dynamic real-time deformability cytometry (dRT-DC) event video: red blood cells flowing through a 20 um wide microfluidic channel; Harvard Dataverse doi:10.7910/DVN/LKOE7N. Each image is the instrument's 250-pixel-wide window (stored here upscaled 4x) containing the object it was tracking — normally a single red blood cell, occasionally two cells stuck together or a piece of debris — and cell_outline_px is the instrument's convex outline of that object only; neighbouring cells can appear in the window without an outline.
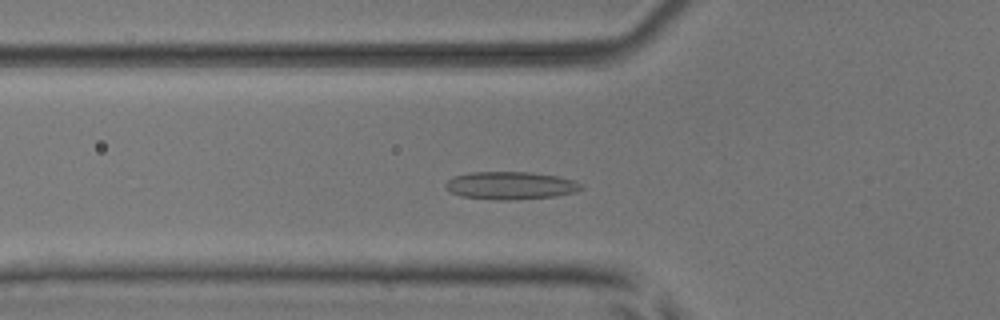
{"species": "common noctule bat (a hibernating species)", "species_latin": "Nyctalus noctula", "temperature_condition": "room temperature", "stored_images_in_passage": 50, "camera_frame_rate_fps": 3000, "um_per_image_px": 0.085, "animal": {"sex": "male", "body_mass_g": 17.9, "forearm_length_mm": 54.2}, "frame": {"image": 1, "passage_image": 16, "time_ms": 5.0, "image_size_px": [1000, 320], "cell_outline_px": [[584, 188], [576, 192], [556, 196], [512, 200], [496, 200], [460, 196], [444, 188], [444, 184], [452, 176], [468, 172], [532, 172], [556, 176], [572, 180], [580, 184]], "centroid_in_image_um": [43.35, 15.77], "position_along_channel_um": 82.4, "area_um2": 22.08}}
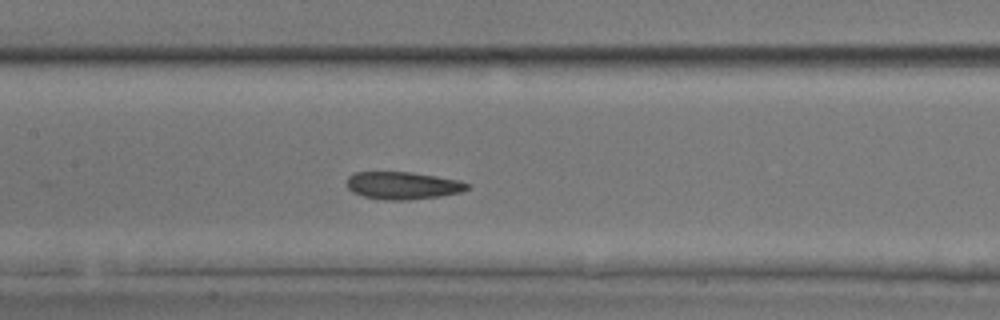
{"frame": {"image": 2, "passage_image": 23, "time_ms": 7.333, "image_size_px": [1000, 320], "cell_outline_px": [[468, 188], [460, 192], [440, 196], [408, 200], [384, 200], [364, 196], [352, 192], [348, 188], [348, 176], [352, 172], [412, 172], [460, 180], [468, 184]], "centroid_in_image_um": [34.22, 15.76], "position_along_channel_um": 173.2, "area_um2": 19.25}}
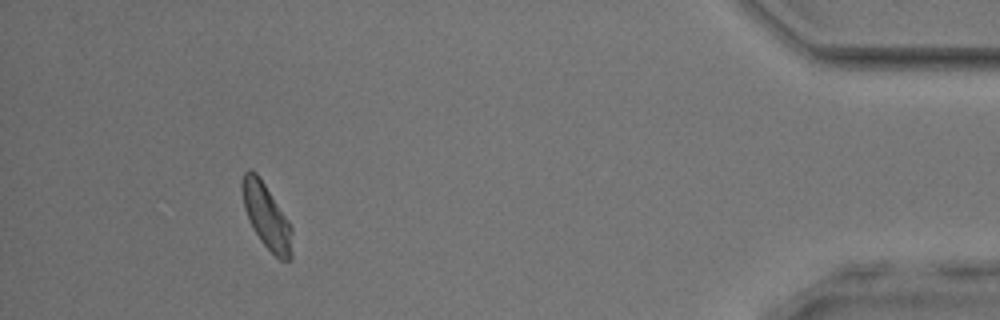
{"frame": {"image": 3, "passage_image": 46, "time_ms": 15.0, "image_size_px": [1000, 320], "cell_outline_px": [[292, 260], [280, 260], [260, 240], [252, 228], [244, 208], [240, 188], [240, 184], [244, 172], [248, 168], [256, 172], [288, 220], [292, 228]], "centroid_in_image_um": [22.63, 18.38], "position_along_channel_um": 412.6, "area_um2": 18.84}, "authors_computed_cell_mechanics": {"area_um2": 19.8254, "velocity_mm_per_s": 3.8869, "shape_relaxation_time_tau1_ms": 6.4173, "shape_relaxation_time_tau2_ms": 2.3074, "deformation_change_tau1": 0.1188, "deformation_change_tau2": 0.0795}}